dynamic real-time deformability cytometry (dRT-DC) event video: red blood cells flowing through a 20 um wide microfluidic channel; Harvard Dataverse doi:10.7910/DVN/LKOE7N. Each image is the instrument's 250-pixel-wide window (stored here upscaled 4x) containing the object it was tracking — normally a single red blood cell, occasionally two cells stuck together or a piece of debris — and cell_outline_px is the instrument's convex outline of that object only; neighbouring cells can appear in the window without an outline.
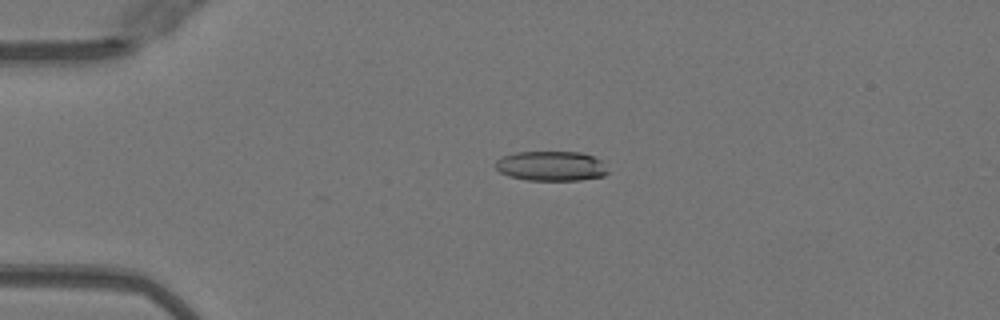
{"species": "Egyptian fruit bat (a non-hibernating species)", "species_latin": "Rousettus aegyptiacus", "temperature_condition": "warm", "stored_images_in_passage": 40, "camera_frame_rate_fps": 3000, "um_per_image_px": 0.085, "animal": {"sex": "female"}, "frame": {"image": 1, "passage_image": 12, "time_ms": 3.667, "image_size_px": [1000, 320], "cell_outline_px": [[608, 172], [604, 176], [580, 180], [528, 180], [508, 176], [500, 172], [496, 168], [496, 160], [512, 152], [580, 152], [604, 160]], "centroid_in_image_um": [46.87, 14.11], "position_along_channel_um": 38.1, "area_um2": 19.65}}
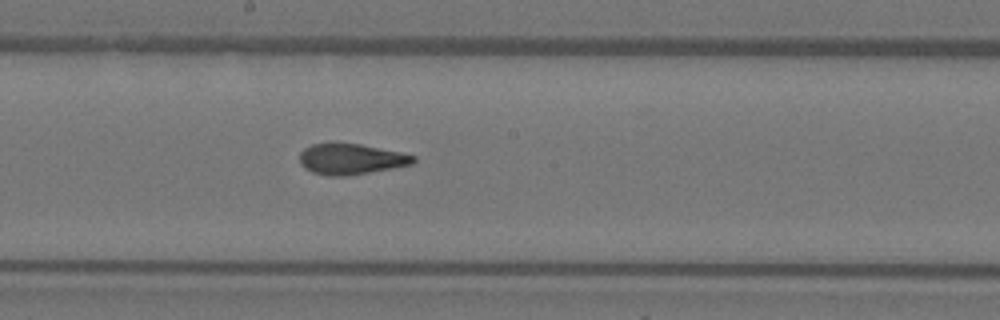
{"frame": {"image": 2, "passage_image": 28, "time_ms": 9.0, "image_size_px": [1000, 320], "cell_outline_px": [[416, 160], [412, 164], [392, 168], [344, 176], [328, 176], [312, 172], [304, 168], [300, 164], [300, 152], [304, 148], [312, 144], [332, 140], [336, 140], [360, 144], [400, 152], [416, 156]], "centroid_in_image_um": [29.77, 13.48], "position_along_channel_um": 218.4, "area_um2": 20.87}}
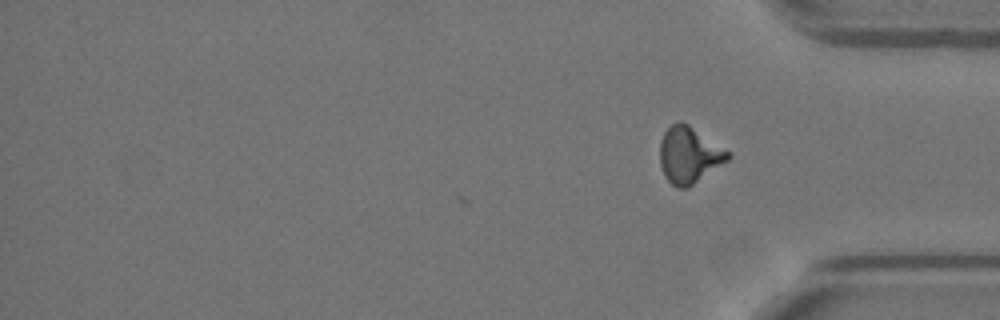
{"frame": {"image": 3, "passage_image": 40, "time_ms": 13.0, "image_size_px": [1000, 320], "cell_outline_px": [[732, 156], [728, 160], [688, 188], [676, 188], [664, 176], [660, 164], [660, 140], [664, 132], [676, 120], [680, 120], [688, 124], [732, 152]], "centroid_in_image_um": [58.58, 13.16], "position_along_channel_um": 376.6, "area_um2": 22.6}, "authors_computed_cell_mechanics": {"area_um2": 20.8947, "velocity_mm_per_s": 4.0716, "shape_relaxation_time_tau1_ms": null, "shape_relaxation_time_tau2_ms": 1.3695, "deformation_change_tau1": null, "deformation_change_tau2": 0.0887}}